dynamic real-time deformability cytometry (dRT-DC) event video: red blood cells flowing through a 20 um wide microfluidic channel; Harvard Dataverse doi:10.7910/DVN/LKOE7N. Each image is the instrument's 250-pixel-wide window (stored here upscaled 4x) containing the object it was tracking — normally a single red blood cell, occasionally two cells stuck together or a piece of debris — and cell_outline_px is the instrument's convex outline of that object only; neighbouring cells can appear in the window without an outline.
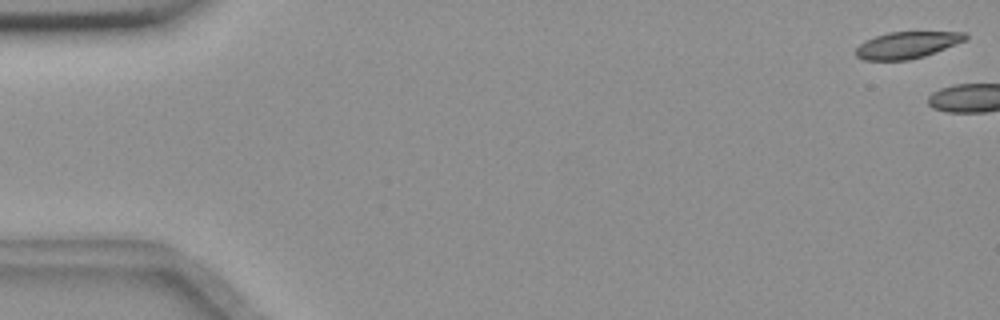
{"species": "common noctule bat (a hibernating species)", "species_latin": "Nyctalus noctula", "temperature_condition": "room temperature", "stored_images_in_passage": 4, "camera_frame_rate_fps": 3000, "um_per_image_px": 0.085, "animal": {"sex": "female", "body_mass_g": 18.4}, "frame": {"image": 1, "passage_image": 1, "time_ms": 0.0, "image_size_px": [1000, 320], "cell_outline_px": [[968, 40], [936, 52], [924, 56], [908, 60], [864, 60], [856, 56], [856, 48], [864, 40], [888, 32], [964, 32], [968, 36]], "centroid_in_image_um": [77.12, 3.82], "position_along_channel_um": 7.9, "area_um2": 17.11}}